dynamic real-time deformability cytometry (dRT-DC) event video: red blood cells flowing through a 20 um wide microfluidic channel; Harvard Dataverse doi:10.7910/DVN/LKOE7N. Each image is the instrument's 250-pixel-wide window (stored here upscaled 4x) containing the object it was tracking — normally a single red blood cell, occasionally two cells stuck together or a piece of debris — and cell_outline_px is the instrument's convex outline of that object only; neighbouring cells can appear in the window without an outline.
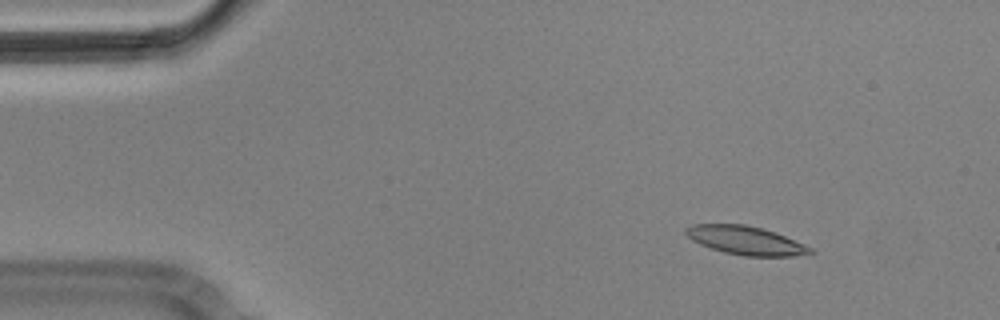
{"species": "Egyptian fruit bat (a non-hibernating species)", "species_latin": "Rousettus aegyptiacus", "temperature_condition": "cold", "stored_images_in_passage": 5, "camera_frame_rate_fps": 3000, "um_per_image_px": 0.085, "animal": {"sex": "male"}, "frame": {"image": 1, "passage_image": 5, "time_ms": 1.333, "image_size_px": [1000, 320], "cell_outline_px": [[816, 252], [792, 256], [744, 256], [724, 252], [700, 244], [692, 240], [684, 232], [684, 228], [692, 224], [744, 224], [760, 228], [784, 236], [804, 244], [812, 248]], "centroid_in_image_um": [63.35, 20.43], "position_along_channel_um": 21.6, "area_um2": 20.46}}